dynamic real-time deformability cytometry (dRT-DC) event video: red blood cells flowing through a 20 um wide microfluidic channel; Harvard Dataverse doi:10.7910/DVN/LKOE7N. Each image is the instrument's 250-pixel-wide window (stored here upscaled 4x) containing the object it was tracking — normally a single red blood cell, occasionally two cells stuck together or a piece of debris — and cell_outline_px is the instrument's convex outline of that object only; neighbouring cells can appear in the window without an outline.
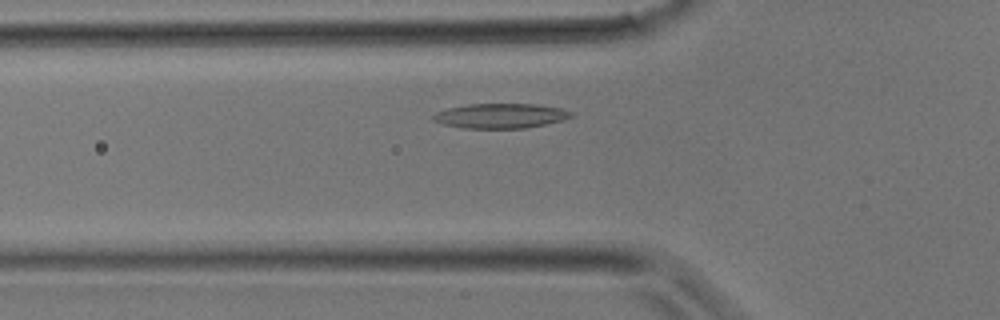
{"species": "common noctule bat (a hibernating species)", "species_latin": "Nyctalus noctula", "temperature_condition": "room temperature", "stored_images_in_passage": 22, "camera_frame_rate_fps": 3000, "um_per_image_px": 0.085, "animal": {"sex": "male", "body_mass_g": 17.9}, "frame": {"image": 1, "passage_image": 2, "time_ms": 0.333, "image_size_px": [1000, 320], "cell_outline_px": [[576, 116], [564, 120], [528, 128], [464, 128], [444, 124], [432, 120], [432, 116], [436, 112], [448, 108], [468, 104], [536, 104], [560, 108], [572, 112]], "centroid_in_image_um": [42.59, 9.85], "position_along_channel_um": 83.2, "area_um2": 20.0}}
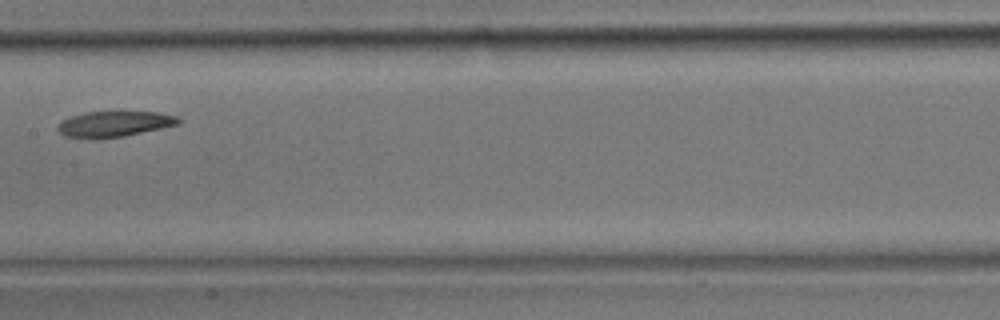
{"frame": {"image": 2, "passage_image": 8, "time_ms": 2.333, "image_size_px": [1000, 320], "cell_outline_px": [[180, 124], [124, 136], [64, 136], [56, 128], [60, 120], [84, 112], [120, 108], [156, 112], [176, 116], [180, 120]], "centroid_in_image_um": [9.76, 10.44], "position_along_channel_um": 197.6, "area_um2": 18.38}}
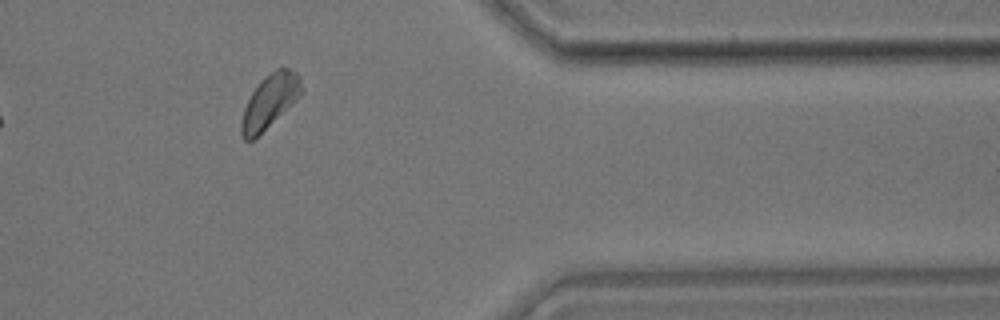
{"frame": {"image": 3, "passage_image": 19, "time_ms": 6.0, "image_size_px": [1000, 320], "cell_outline_px": [[304, 92], [300, 96], [252, 140], [244, 140], [240, 132], [240, 124], [244, 108], [252, 92], [260, 80], [264, 76], [276, 68], [292, 68], [300, 76], [304, 88]], "centroid_in_image_um": [22.95, 8.55], "position_along_channel_um": 388.5, "area_um2": 18.67}}